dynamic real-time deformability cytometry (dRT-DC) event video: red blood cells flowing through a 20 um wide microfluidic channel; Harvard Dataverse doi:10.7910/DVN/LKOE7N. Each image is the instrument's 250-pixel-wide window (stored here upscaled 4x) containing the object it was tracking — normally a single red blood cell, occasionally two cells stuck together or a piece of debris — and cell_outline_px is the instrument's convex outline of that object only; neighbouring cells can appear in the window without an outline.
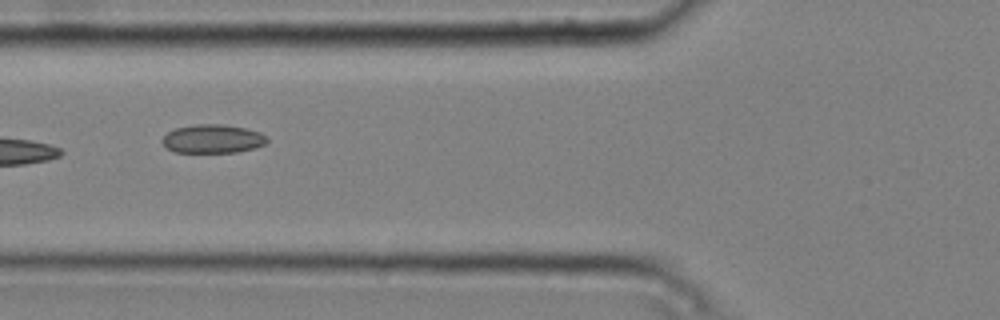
{"species": "common noctule bat (a hibernating species)", "species_latin": "Nyctalus noctula", "temperature_condition": "cold", "stored_images_in_passage": 8, "camera_frame_rate_fps": 3000, "um_per_image_px": 0.085, "animal": {"sex": "male", "body_mass_g": 20.4}, "frame": {"image": 1, "passage_image": 6, "time_ms": 1.667, "image_size_px": [1000, 320], "cell_outline_px": [[268, 140], [264, 144], [256, 148], [236, 152], [176, 152], [164, 148], [160, 140], [168, 132], [176, 128], [196, 124], [224, 124], [248, 128], [260, 132], [268, 136]], "centroid_in_image_um": [18.09, 11.8], "position_along_channel_um": 107.7, "area_um2": 17.74}}
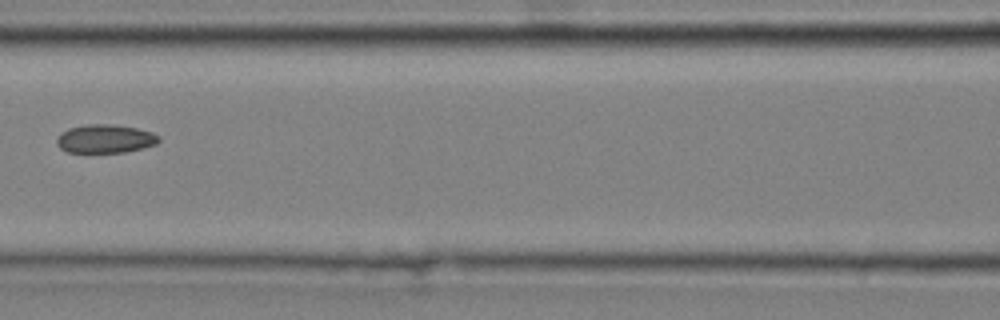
{"frame": {"image": 2, "passage_image": 7, "time_ms": 2.0, "image_size_px": [1000, 320], "cell_outline_px": [[160, 140], [156, 144], [124, 152], [68, 152], [60, 148], [56, 144], [56, 140], [60, 132], [68, 128], [88, 124], [112, 124], [136, 128], [152, 132], [160, 136]], "centroid_in_image_um": [8.91, 11.78], "position_along_channel_um": 157.7, "area_um2": 16.94}}
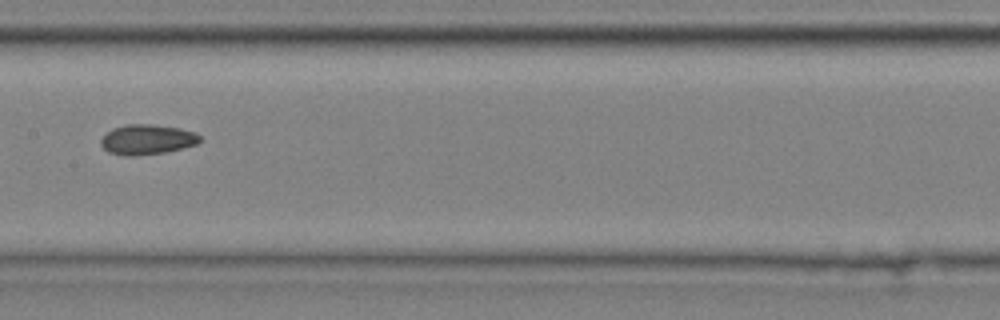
{"frame": {"image": 3, "passage_image": 8, "time_ms": 2.333, "image_size_px": [1000, 320], "cell_outline_px": [[200, 140], [196, 144], [164, 152], [132, 156], [124, 156], [108, 152], [100, 144], [100, 140], [112, 128], [128, 124], [152, 124], [180, 128], [196, 132], [200, 136]], "centroid_in_image_um": [12.48, 11.85], "position_along_channel_um": 194.9, "area_um2": 17.22}}